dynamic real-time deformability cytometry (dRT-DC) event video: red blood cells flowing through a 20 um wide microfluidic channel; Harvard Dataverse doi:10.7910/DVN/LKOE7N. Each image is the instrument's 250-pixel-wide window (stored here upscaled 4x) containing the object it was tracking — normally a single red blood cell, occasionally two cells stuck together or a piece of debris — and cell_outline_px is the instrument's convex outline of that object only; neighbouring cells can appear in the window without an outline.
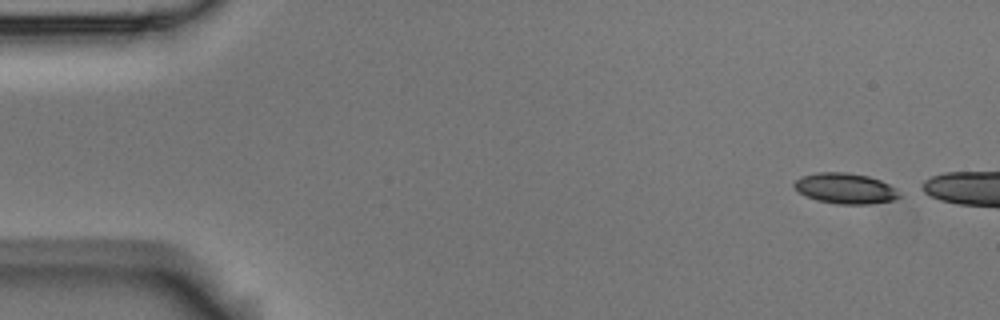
{"species": "Egyptian fruit bat (a non-hibernating species)", "species_latin": "Rousettus aegyptiacus", "temperature_condition": "room temperature", "stored_images_in_passage": 3, "camera_frame_rate_fps": 3000, "um_per_image_px": 0.085, "animal": {"sex": "male"}, "frame": {"image": 1, "passage_image": 1, "time_ms": 0.0, "image_size_px": [1000, 320], "cell_outline_px": [[900, 196], [892, 200], [868, 204], [836, 204], [816, 200], [804, 196], [792, 184], [800, 176], [816, 172], [848, 172], [868, 176], [880, 180], [896, 188]], "centroid_in_image_um": [71.81, 16.01], "position_along_channel_um": 13.2, "area_um2": 18.79}}